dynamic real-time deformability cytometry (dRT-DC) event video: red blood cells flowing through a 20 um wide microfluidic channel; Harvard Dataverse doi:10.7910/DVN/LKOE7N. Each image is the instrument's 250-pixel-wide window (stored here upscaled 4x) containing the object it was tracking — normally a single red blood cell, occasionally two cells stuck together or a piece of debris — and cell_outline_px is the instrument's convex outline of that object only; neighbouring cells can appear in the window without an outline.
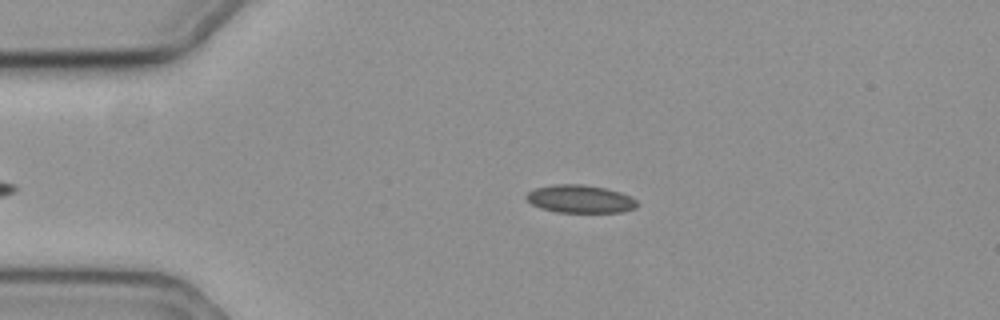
{"species": "common noctule bat (a hibernating species)", "species_latin": "Nyctalus noctula", "temperature_condition": "cold", "stored_images_in_passage": 2, "camera_frame_rate_fps": 3000, "um_per_image_px": 0.085, "animal": {"sex": "female", "body_mass_g": 19.3, "forearm_length_mm": 54.1}, "frame": {"image": 1, "passage_image": 1, "time_ms": 0.0, "image_size_px": [1000, 320], "cell_outline_px": [[636, 208], [620, 212], [556, 212], [540, 208], [532, 204], [524, 196], [528, 192], [536, 188], [552, 184], [580, 184], [604, 188], [620, 192], [636, 200]], "centroid_in_image_um": [49.27, 16.91], "position_along_channel_um": 35.7, "area_um2": 17.86}}